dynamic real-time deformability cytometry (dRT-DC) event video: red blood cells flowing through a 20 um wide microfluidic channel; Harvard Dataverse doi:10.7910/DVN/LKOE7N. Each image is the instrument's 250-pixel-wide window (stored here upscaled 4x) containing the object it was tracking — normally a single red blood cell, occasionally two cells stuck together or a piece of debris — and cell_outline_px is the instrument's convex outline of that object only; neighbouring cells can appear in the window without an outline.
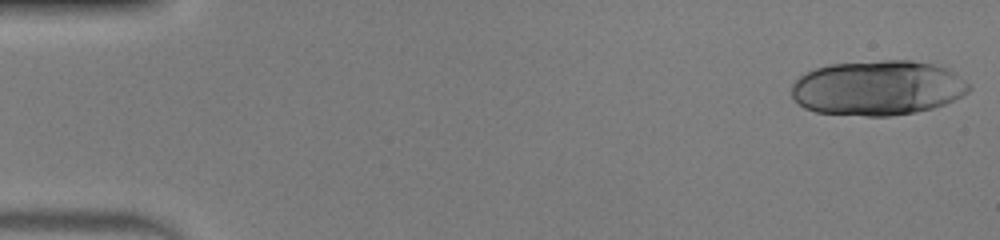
{"species": "human", "species_latin": "Homo sapiens", "temperature_condition": "warm", "stored_images_in_passage": 22, "camera_frame_rate_fps": 3000, "um_per_image_px": 0.085, "donor": {"sex": "male"}, "frame": {"image": 1, "passage_image": 1, "time_ms": 0.0, "image_size_px": [1000, 240], "cell_outline_px": [[972, 88], [968, 92], [944, 104], [932, 108], [916, 112], [888, 116], [864, 116], [816, 112], [804, 108], [792, 96], [792, 84], [804, 72], [828, 64], [884, 60], [912, 60], [932, 64], [944, 68], [952, 72], [972, 84]], "centroid_in_image_um": [74.6, 7.47], "position_along_channel_um": 10.4, "area_um2": 56.82}}
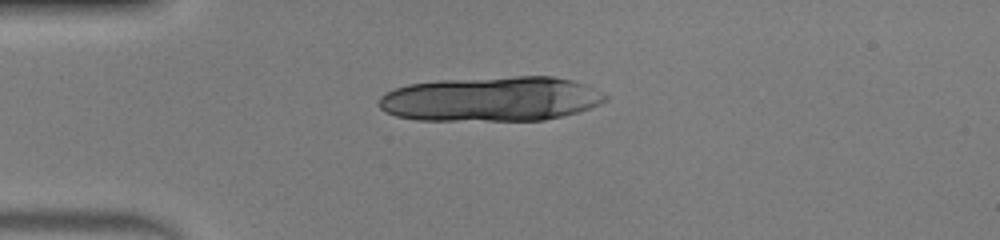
{"frame": {"image": 2, "passage_image": 12, "time_ms": 3.667, "image_size_px": [1000, 240], "cell_outline_px": [[608, 100], [600, 104], [580, 112], [564, 116], [544, 120], [416, 120], [396, 116], [384, 112], [376, 104], [380, 96], [384, 92], [408, 84], [436, 80], [516, 76], [552, 76], [572, 80], [588, 84], [604, 92], [608, 96]], "centroid_in_image_um": [41.77, 8.41], "position_along_channel_um": 43.2, "area_um2": 59.94}}
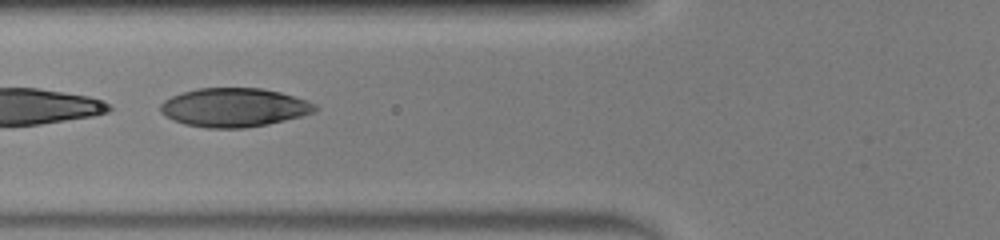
{"frame": {"image": 3, "passage_image": 19, "time_ms": 6.0, "image_size_px": [1000, 240], "cell_outline_px": [[320, 108], [316, 112], [268, 124], [244, 128], [208, 128], [184, 124], [172, 120], [160, 112], [160, 104], [164, 100], [172, 96], [196, 88], [260, 88], [280, 92], [316, 104]], "centroid_in_image_um": [19.88, 9.14], "position_along_channel_um": 105.9, "area_um2": 34.91}}